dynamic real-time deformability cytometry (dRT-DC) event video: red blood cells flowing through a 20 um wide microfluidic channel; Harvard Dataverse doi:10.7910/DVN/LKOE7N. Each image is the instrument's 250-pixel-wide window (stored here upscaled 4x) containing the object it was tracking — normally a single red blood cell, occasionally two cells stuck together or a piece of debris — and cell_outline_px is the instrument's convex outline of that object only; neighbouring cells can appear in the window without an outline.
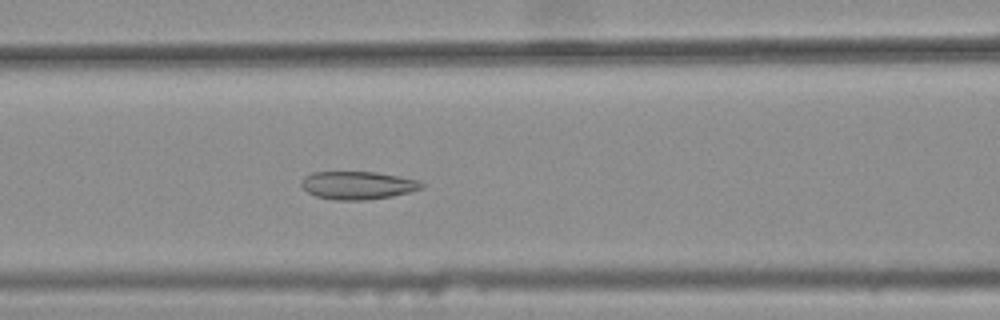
{"species": "common noctule bat (a hibernating species)", "species_latin": "Nyctalus noctula", "temperature_condition": "warm", "stored_images_in_passage": 44, "camera_frame_rate_fps": 3000, "um_per_image_px": 0.085, "animal": {"sex": "female", "body_mass_g": 25.1}, "frame": {"image": 1, "passage_image": 22, "time_ms": 7.0, "image_size_px": [1000, 320], "cell_outline_px": [[424, 188], [392, 196], [368, 200], [332, 200], [316, 196], [308, 192], [300, 184], [304, 176], [312, 172], [376, 172], [416, 180], [424, 184]], "centroid_in_image_um": [30.38, 15.76], "position_along_channel_um": 136.2, "area_um2": 19.54}}
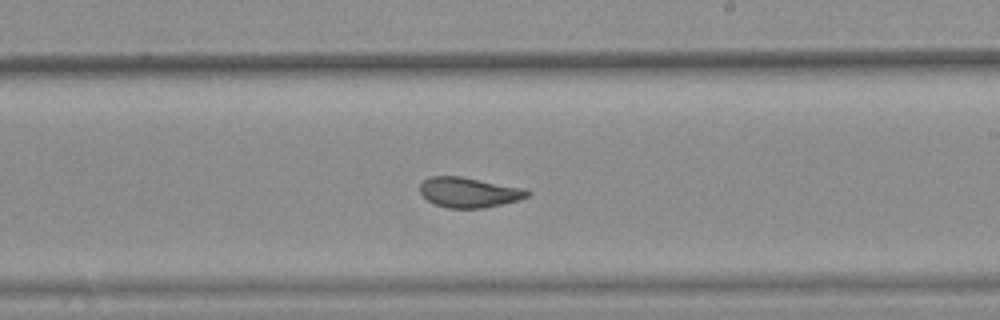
{"frame": {"image": 2, "passage_image": 31, "time_ms": 10.0, "image_size_px": [1000, 320], "cell_outline_px": [[532, 192], [528, 196], [516, 200], [484, 208], [448, 208], [436, 204], [428, 200], [420, 192], [420, 184], [428, 176], [460, 176], [524, 188]], "centroid_in_image_um": [39.84, 16.34], "position_along_channel_um": 249.2, "area_um2": 18.67}}
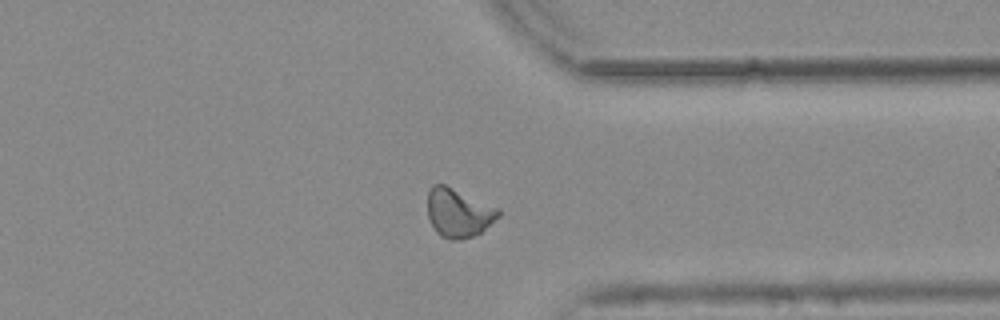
{"frame": {"image": 3, "passage_image": 41, "time_ms": 13.333, "image_size_px": [1000, 320], "cell_outline_px": [[500, 216], [480, 232], [472, 236], [456, 240], [452, 240], [440, 236], [436, 232], [428, 216], [428, 192], [432, 184], [444, 184], [500, 208]], "centroid_in_image_um": [38.97, 18.08], "position_along_channel_um": 372.4, "area_um2": 20.0}, "authors_computed_cell_mechanics": {"area_um2": 19.9988, "velocity_mm_per_s": 3.7786, "shape_relaxation_time_tau1_ms": null, "shape_relaxation_time_tau2_ms": 1.4263, "deformation_change_tau1": null, "deformation_change_tau2": 0.0754}}